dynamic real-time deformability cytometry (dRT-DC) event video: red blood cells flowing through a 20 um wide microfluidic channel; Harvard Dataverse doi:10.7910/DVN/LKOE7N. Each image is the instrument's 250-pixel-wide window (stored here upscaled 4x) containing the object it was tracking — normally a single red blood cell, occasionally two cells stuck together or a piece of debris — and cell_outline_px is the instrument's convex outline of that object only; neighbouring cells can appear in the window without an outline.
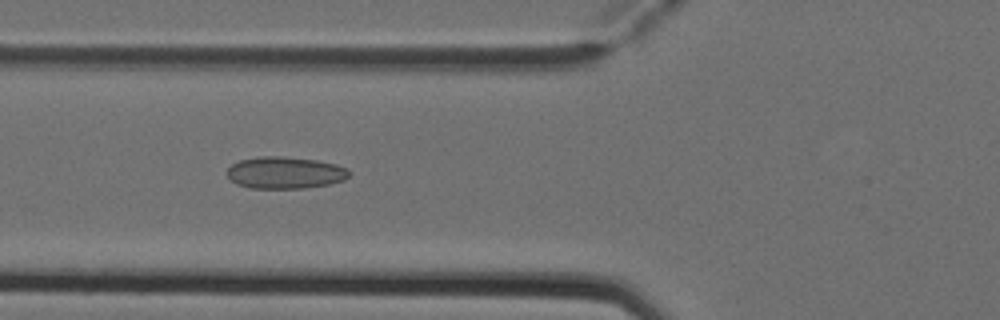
{"species": "Egyptian fruit bat (a non-hibernating species)", "species_latin": "Rousettus aegyptiacus", "temperature_condition": "cold", "stored_images_in_passage": 4, "camera_frame_rate_fps": 3000, "um_per_image_px": 0.085, "animal": {"sex": "female"}, "frame": {"image": 1, "passage_image": 2, "time_ms": 0.333, "image_size_px": [1000, 320], "cell_outline_px": [[348, 176], [344, 180], [328, 184], [304, 188], [248, 188], [236, 184], [224, 172], [232, 164], [240, 160], [260, 156], [280, 156], [316, 160], [336, 164], [348, 168]], "centroid_in_image_um": [24.19, 14.68], "position_along_channel_um": 101.6, "area_um2": 22.72}}
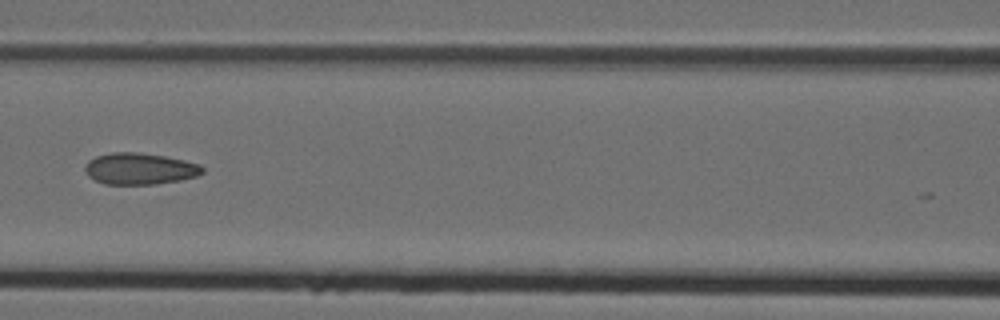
{"frame": {"image": 2, "passage_image": 3, "time_ms": 0.667, "image_size_px": [1000, 320], "cell_outline_px": [[204, 172], [196, 176], [180, 180], [156, 184], [104, 184], [88, 176], [84, 168], [88, 160], [96, 156], [112, 152], [140, 152], [164, 156], [184, 160], [200, 164], [204, 168]], "centroid_in_image_um": [11.88, 14.33], "position_along_channel_um": 154.7, "area_um2": 21.62}}